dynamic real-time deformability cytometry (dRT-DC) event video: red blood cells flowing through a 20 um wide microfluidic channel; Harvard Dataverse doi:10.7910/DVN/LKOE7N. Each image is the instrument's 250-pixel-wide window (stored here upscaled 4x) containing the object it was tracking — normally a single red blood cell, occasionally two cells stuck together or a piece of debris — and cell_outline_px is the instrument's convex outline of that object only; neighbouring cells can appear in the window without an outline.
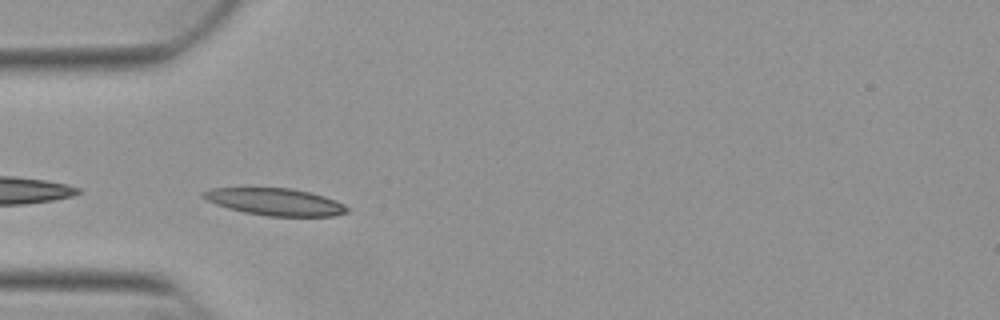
{"species": "Egyptian fruit bat (a non-hibernating species)", "species_latin": "Rousettus aegyptiacus", "temperature_condition": "warm", "stored_images_in_passage": 5, "camera_frame_rate_fps": 3000, "um_per_image_px": 0.085, "animal": {"sex": "female"}, "frame": {"image": 1, "passage_image": 1, "time_ms": 0.0, "image_size_px": [1000, 320], "cell_outline_px": [[348, 212], [332, 216], [268, 216], [244, 212], [228, 208], [216, 204], [200, 196], [200, 192], [212, 188], [244, 184], [292, 188], [324, 196], [336, 200], [344, 204], [348, 208]], "centroid_in_image_um": [23.27, 17.09], "position_along_channel_um": 61.7, "area_um2": 23.81}}